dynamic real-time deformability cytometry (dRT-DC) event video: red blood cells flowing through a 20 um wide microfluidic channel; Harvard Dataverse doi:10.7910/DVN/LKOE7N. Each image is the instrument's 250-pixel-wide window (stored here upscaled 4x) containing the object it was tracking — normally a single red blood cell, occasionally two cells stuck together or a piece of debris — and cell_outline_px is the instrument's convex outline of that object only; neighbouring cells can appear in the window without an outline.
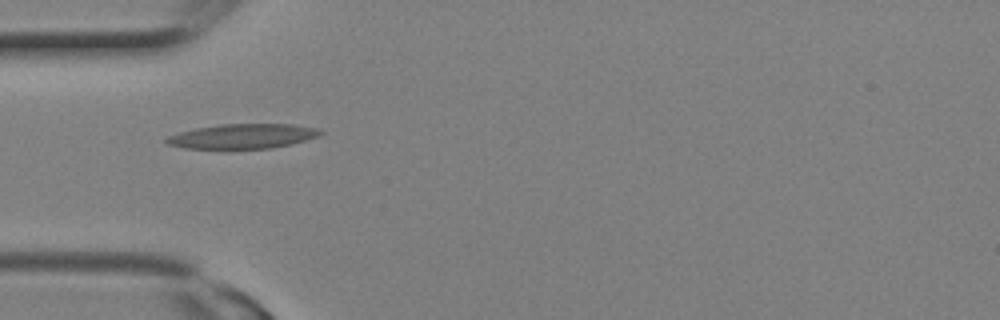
{"species": "Egyptian fruit bat (a non-hibernating species)", "species_latin": "Rousettus aegyptiacus", "temperature_condition": "room temperature", "stored_images_in_passage": 1, "camera_frame_rate_fps": 3000, "um_per_image_px": 0.085, "animal": {"sex": "female"}, "frame": {"image": 1, "passage_image": 1, "time_ms": 0.0, "image_size_px": [1000, 320], "cell_outline_px": [[324, 132], [320, 136], [292, 144], [272, 148], [228, 152], [184, 148], [164, 144], [164, 140], [168, 136], [180, 132], [196, 128], [220, 124], [292, 124], [320, 128]], "centroid_in_image_um": [20.59, 11.63], "position_along_channel_um": 64.4, "area_um2": 23.52}}